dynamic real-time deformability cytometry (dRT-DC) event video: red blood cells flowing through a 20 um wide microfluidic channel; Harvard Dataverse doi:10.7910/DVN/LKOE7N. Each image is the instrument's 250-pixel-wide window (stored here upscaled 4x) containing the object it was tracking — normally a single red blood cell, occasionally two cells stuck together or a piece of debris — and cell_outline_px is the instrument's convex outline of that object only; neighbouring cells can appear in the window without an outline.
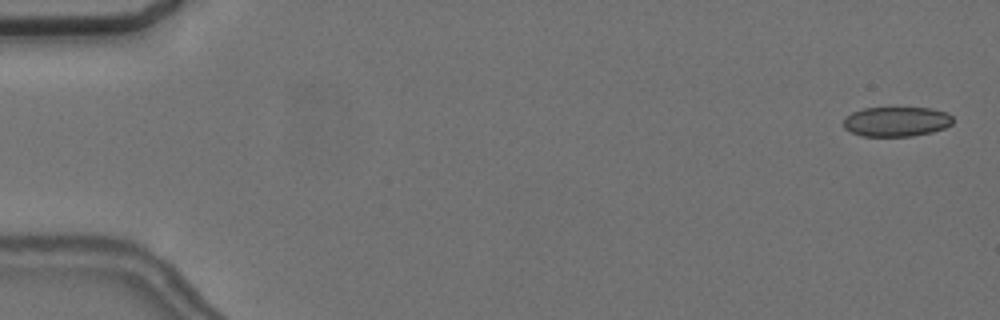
{"species": "common noctule bat (a hibernating species)", "species_latin": "Nyctalus noctula", "temperature_condition": "cold", "stored_images_in_passage": 57, "camera_frame_rate_fps": 3000, "um_per_image_px": 0.085, "animal": {"sex": "female", "body_mass_g": 24.6, "forearm_length_mm": 56.2}, "frame": {"image": 1, "passage_image": 2, "time_ms": 0.333, "image_size_px": [1000, 320], "cell_outline_px": [[952, 124], [944, 128], [932, 132], [912, 136], [860, 136], [844, 128], [844, 116], [852, 112], [864, 108], [932, 108], [948, 112], [952, 116]], "centroid_in_image_um": [76.2, 10.33], "position_along_channel_um": 8.8, "area_um2": 19.07}}
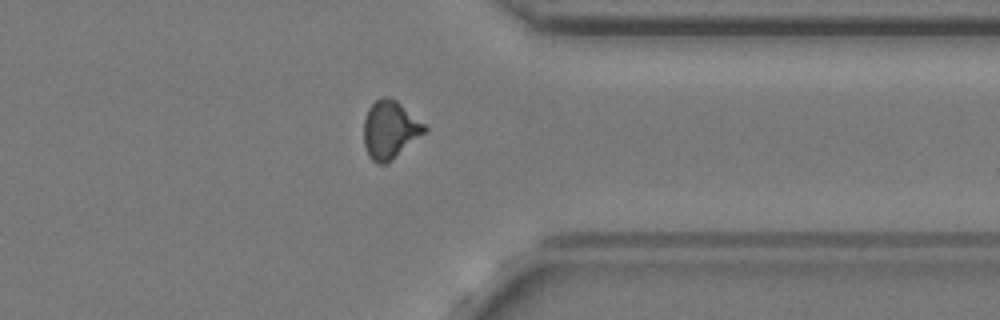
{"frame": {"image": 2, "passage_image": 45, "time_ms": 14.667, "image_size_px": [1000, 320], "cell_outline_px": [[428, 132], [388, 164], [376, 164], [368, 156], [364, 144], [364, 120], [368, 108], [380, 96], [388, 96], [396, 100], [424, 124], [428, 128]], "centroid_in_image_um": [33.16, 11.06], "position_along_channel_um": 378.2, "area_um2": 20.92}}
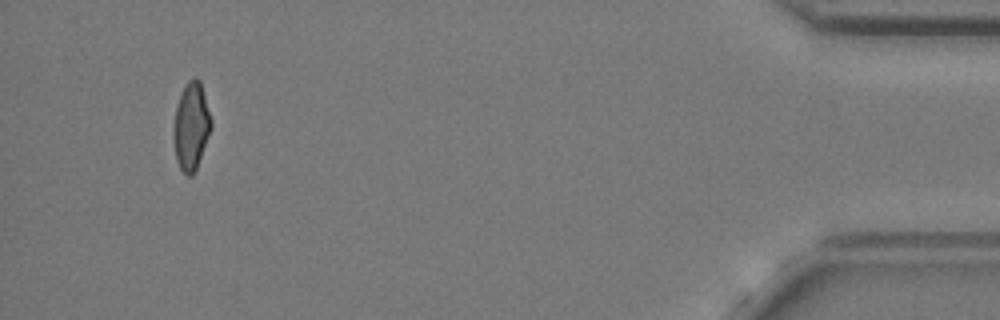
{"frame": {"image": 3, "passage_image": 54, "time_ms": 17.667, "image_size_px": [1000, 320], "cell_outline_px": [[212, 128], [196, 168], [192, 176], [188, 176], [180, 168], [176, 160], [172, 136], [172, 128], [176, 104], [188, 80], [196, 76], [200, 80], [212, 120]], "centroid_in_image_um": [16.24, 10.72], "position_along_channel_um": 419.0, "area_um2": 19.36}, "authors_computed_cell_mechanics": {"area_um2": 19.8254, "velocity_mm_per_s": 3.6329, "shape_relaxation_time_tau1_ms": 5.5281, "shape_relaxation_time_tau2_ms": 1.5066, "deformation_change_tau1": 0.1075, "deformation_change_tau2": 0.0647}}